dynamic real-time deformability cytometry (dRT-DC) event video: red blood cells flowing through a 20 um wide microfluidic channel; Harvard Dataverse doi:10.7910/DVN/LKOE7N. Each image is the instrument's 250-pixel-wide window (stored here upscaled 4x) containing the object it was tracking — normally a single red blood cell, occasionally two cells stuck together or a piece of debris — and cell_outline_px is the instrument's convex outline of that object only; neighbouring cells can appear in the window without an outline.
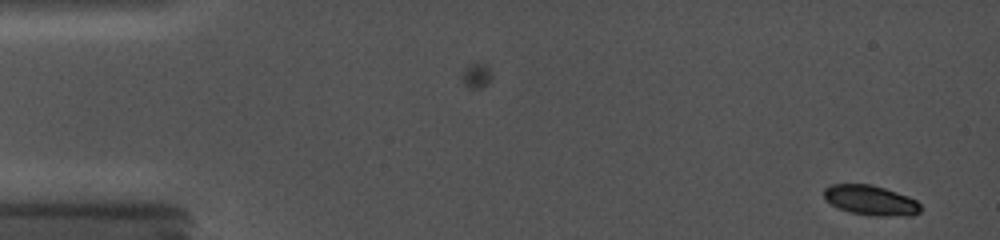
{"species": "common noctule bat (a hibernating species)", "species_latin": "Nyctalus noctula", "temperature_condition": "cold", "stored_images_in_passage": 4, "camera_frame_rate_fps": 5000, "um_per_image_px": 0.085, "animal": {"sex": "female", "body_mass_g": 19.0, "forearm_length_mm": 56.7}, "frame": {"image": 1, "passage_image": 1, "time_ms": 0.0, "image_size_px": [1000, 240], "cell_outline_px": [[920, 212], [912, 216], [876, 216], [852, 212], [840, 208], [824, 200], [824, 188], [832, 184], [872, 184], [908, 196], [916, 200], [920, 204]], "centroid_in_image_um": [74.02, 17.02], "position_along_channel_um": 11.0, "area_um2": 16.82}}